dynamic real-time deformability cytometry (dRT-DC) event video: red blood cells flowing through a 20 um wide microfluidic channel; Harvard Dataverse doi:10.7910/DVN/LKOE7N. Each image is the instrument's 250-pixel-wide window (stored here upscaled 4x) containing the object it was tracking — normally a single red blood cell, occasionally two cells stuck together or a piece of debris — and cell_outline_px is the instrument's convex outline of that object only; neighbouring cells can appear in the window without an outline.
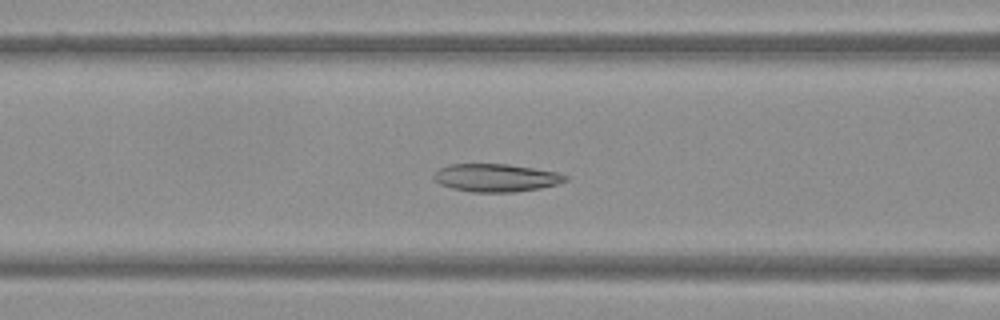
{"species": "Egyptian fruit bat (a non-hibernating species)", "species_latin": "Rousettus aegyptiacus", "temperature_condition": "warm", "stored_images_in_passage": 51, "camera_frame_rate_fps": 3000, "um_per_image_px": 0.085, "frame": {"image": 1, "passage_image": 20, "time_ms": 6.333, "image_size_px": [1000, 320], "cell_outline_px": [[568, 180], [556, 184], [540, 188], [512, 192], [472, 192], [452, 188], [440, 184], [432, 180], [432, 176], [440, 168], [448, 164], [508, 164], [556, 172], [568, 176]], "centroid_in_image_um": [42.12, 15.11], "position_along_channel_um": 124.5, "area_um2": 21.33}}
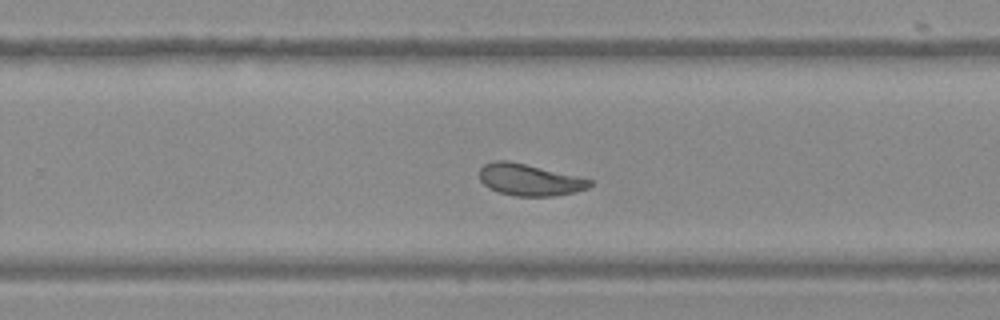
{"frame": {"image": 2, "passage_image": 32, "time_ms": 10.333, "image_size_px": [1000, 320], "cell_outline_px": [[592, 184], [588, 188], [576, 192], [552, 196], [516, 196], [500, 192], [488, 188], [480, 180], [480, 168], [484, 164], [492, 160], [508, 160], [576, 176], [592, 180]], "centroid_in_image_um": [44.98, 15.28], "position_along_channel_um": 284.8, "area_um2": 20.23}}
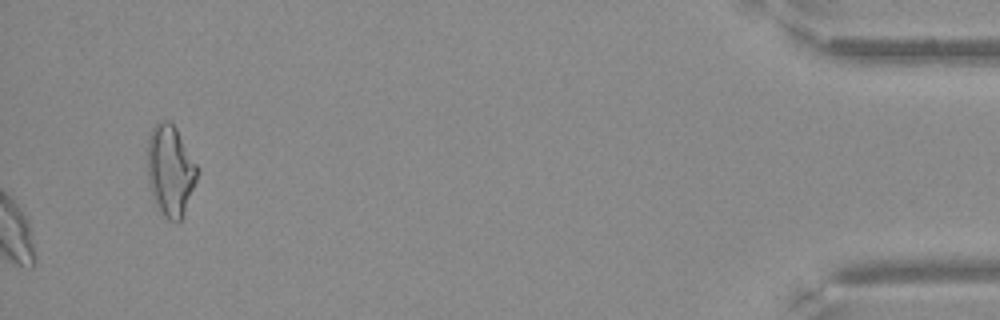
{"frame": {"image": 3, "passage_image": 51, "time_ms": 16.667, "image_size_px": [1000, 320], "cell_outline_px": [[200, 172], [184, 212], [180, 220], [168, 220], [160, 212], [152, 196], [148, 180], [148, 136], [152, 128], [160, 120], [168, 120], [176, 128], [200, 168]], "centroid_in_image_um": [14.49, 14.47], "position_along_channel_um": 420.7, "area_um2": 26.47}}